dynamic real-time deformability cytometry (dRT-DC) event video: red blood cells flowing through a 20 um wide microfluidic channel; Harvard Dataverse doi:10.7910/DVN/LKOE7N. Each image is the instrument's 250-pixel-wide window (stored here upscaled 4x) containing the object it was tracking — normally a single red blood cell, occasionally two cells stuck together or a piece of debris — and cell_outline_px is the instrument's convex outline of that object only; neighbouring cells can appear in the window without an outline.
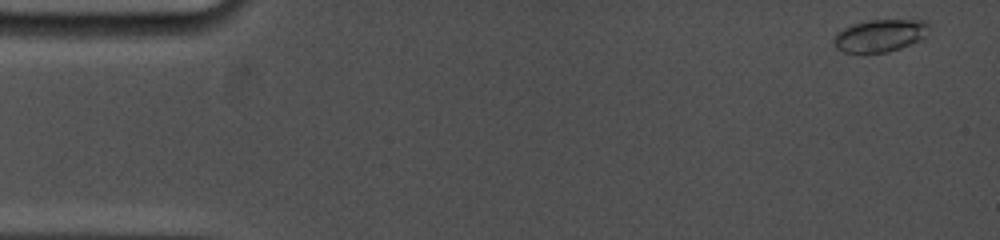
{"species": "common noctule bat (a hibernating species)", "species_latin": "Nyctalus noctula", "temperature_condition": "cold", "stored_images_in_passage": 76, "camera_frame_rate_fps": 5000, "um_per_image_px": 0.085, "animal": {"sex": "female", "body_mass_g": 19.0, "forearm_length_mm": 53.3}, "frame": {"image": 1, "passage_image": 1, "time_ms": 0.0, "image_size_px": [1000, 240], "cell_outline_px": [[928, 28], [924, 40], [888, 52], [844, 52], [836, 48], [832, 44], [832, 40], [836, 32], [852, 24], [868, 20], [928, 20]], "centroid_in_image_um": [74.8, 3.02], "position_along_channel_um": 10.2, "area_um2": 18.21}}
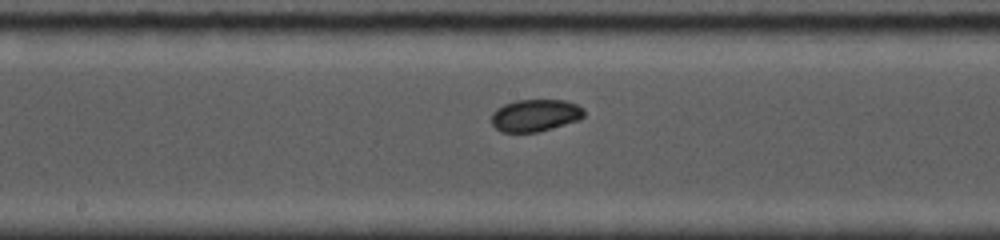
{"frame": {"image": 2, "passage_image": 34, "time_ms": 8.2, "image_size_px": [1000, 240], "cell_outline_px": [[584, 116], [580, 120], [552, 128], [536, 132], [500, 132], [492, 124], [492, 112], [496, 108], [504, 104], [516, 100], [564, 100], [576, 104], [584, 108]], "centroid_in_image_um": [45.5, 9.8], "position_along_channel_um": 202.7, "area_um2": 17.46}}
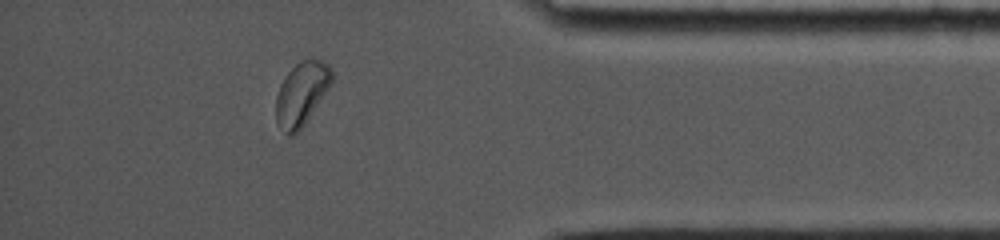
{"frame": {"image": 3, "passage_image": 65, "time_ms": 14.0, "image_size_px": [1000, 240], "cell_outline_px": [[332, 84], [304, 124], [292, 136], [288, 136], [276, 120], [276, 96], [280, 84], [288, 72], [300, 60], [320, 60], [328, 64], [332, 68]], "centroid_in_image_um": [25.64, 7.95], "position_along_channel_um": 409.6, "area_um2": 20.35}, "authors_computed_cell_mechanics": {"area_um2": 17.6001, "velocity_mm_per_s": 3.8181, "shape_relaxation_time_tau1_ms": 2.4313, "shape_relaxation_time_tau2_ms": null, "deformation_change_tau1": 0.0516, "deformation_change_tau2": null}}